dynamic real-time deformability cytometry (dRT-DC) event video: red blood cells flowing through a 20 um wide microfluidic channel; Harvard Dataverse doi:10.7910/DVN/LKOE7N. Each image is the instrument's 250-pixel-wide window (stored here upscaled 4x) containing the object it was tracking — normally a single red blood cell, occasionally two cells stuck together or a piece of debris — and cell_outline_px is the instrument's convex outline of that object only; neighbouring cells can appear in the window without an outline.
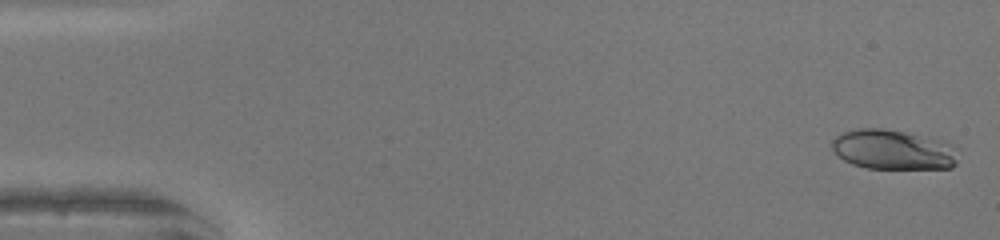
{"species": "human", "species_latin": "Homo sapiens", "temperature_condition": "warm", "stored_images_in_passage": 49, "camera_frame_rate_fps": 3000, "um_per_image_px": 0.085, "donor": {"sex": "female"}, "frame": {"image": 1, "passage_image": 2, "time_ms": 0.333, "image_size_px": [1000, 240], "cell_outline_px": [[956, 164], [952, 168], [868, 168], [852, 164], [844, 160], [832, 148], [832, 140], [840, 132], [856, 128], [880, 128], [904, 132], [932, 140], [952, 156], [956, 160]], "centroid_in_image_um": [75.65, 12.73], "position_along_channel_um": 9.3, "area_um2": 27.57}}
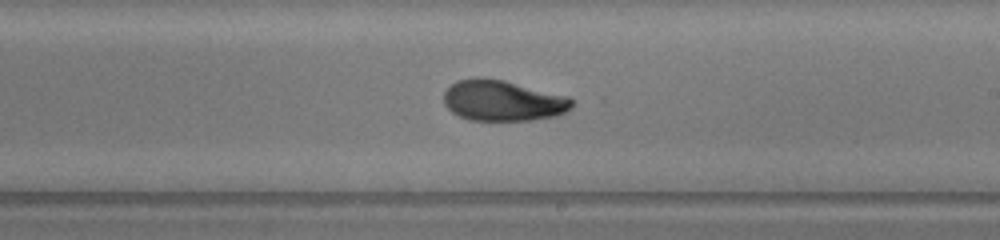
{"frame": {"image": 2, "passage_image": 29, "time_ms": 9.333, "image_size_px": [1000, 240], "cell_outline_px": [[572, 108], [556, 116], [532, 120], [468, 120], [452, 112], [444, 104], [444, 92], [456, 80], [480, 76], [504, 80], [568, 96], [572, 100]], "centroid_in_image_um": [42.72, 8.54], "position_along_channel_um": 246.3, "area_um2": 30.52}}
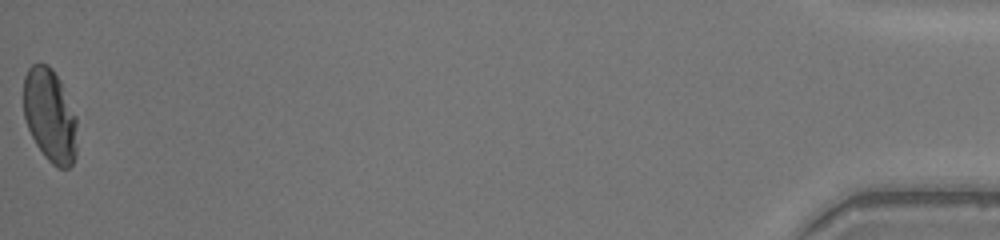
{"frame": {"image": 3, "passage_image": 49, "time_ms": 16.0, "image_size_px": [1000, 240], "cell_outline_px": [[76, 156], [72, 164], [68, 168], [60, 168], [52, 164], [44, 156], [36, 144], [28, 128], [24, 116], [24, 76], [28, 68], [32, 64], [48, 64], [52, 68], [60, 80], [76, 116]], "centroid_in_image_um": [4.24, 9.81], "position_along_channel_um": 431.0, "area_um2": 29.13}, "authors_computed_cell_mechanics": {"area_um2": 29.9404, "velocity_mm_per_s": 4.3189, "shape_relaxation_time_tau1_ms": null, "shape_relaxation_time_tau2_ms": 1.2104, "deformation_change_tau1": null, "deformation_change_tau2": 0.0575}}